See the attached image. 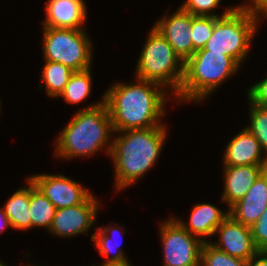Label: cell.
Returning a JSON list of instances; mask_svg holds the SVG:
<instances>
[{
	"mask_svg": "<svg viewBox=\"0 0 267 266\" xmlns=\"http://www.w3.org/2000/svg\"><path fill=\"white\" fill-rule=\"evenodd\" d=\"M11 227V223L9 218L7 217L4 208H0V233L4 232L7 227Z\"/></svg>",
	"mask_w": 267,
	"mask_h": 266,
	"instance_id": "4dcf8cb0",
	"label": "cell"
},
{
	"mask_svg": "<svg viewBox=\"0 0 267 266\" xmlns=\"http://www.w3.org/2000/svg\"><path fill=\"white\" fill-rule=\"evenodd\" d=\"M246 262L218 250L208 241L202 246L200 266H246Z\"/></svg>",
	"mask_w": 267,
	"mask_h": 266,
	"instance_id": "603a6c76",
	"label": "cell"
},
{
	"mask_svg": "<svg viewBox=\"0 0 267 266\" xmlns=\"http://www.w3.org/2000/svg\"><path fill=\"white\" fill-rule=\"evenodd\" d=\"M118 226H106L105 228L99 227L97 229V233L91 234V239L94 240L95 246L98 247L99 253L104 255L107 258L106 262H129L126 255L123 254V250L120 249V243H113L111 236H108V233L121 235V231H118ZM119 233V234H118ZM117 234V235H116ZM114 237V236H113ZM118 247V249H117ZM122 250V251H121ZM112 254V256L109 255Z\"/></svg>",
	"mask_w": 267,
	"mask_h": 266,
	"instance_id": "44dd1931",
	"label": "cell"
},
{
	"mask_svg": "<svg viewBox=\"0 0 267 266\" xmlns=\"http://www.w3.org/2000/svg\"><path fill=\"white\" fill-rule=\"evenodd\" d=\"M258 21L257 15L236 6L226 16L215 17L213 34L199 50L225 54L240 65L251 47V41L258 29Z\"/></svg>",
	"mask_w": 267,
	"mask_h": 266,
	"instance_id": "8992f818",
	"label": "cell"
},
{
	"mask_svg": "<svg viewBox=\"0 0 267 266\" xmlns=\"http://www.w3.org/2000/svg\"><path fill=\"white\" fill-rule=\"evenodd\" d=\"M154 28L161 33L184 63L195 53L191 40V13L179 8L171 16L158 20Z\"/></svg>",
	"mask_w": 267,
	"mask_h": 266,
	"instance_id": "7c38bea8",
	"label": "cell"
},
{
	"mask_svg": "<svg viewBox=\"0 0 267 266\" xmlns=\"http://www.w3.org/2000/svg\"><path fill=\"white\" fill-rule=\"evenodd\" d=\"M250 107V122L251 124L246 128L259 141L261 148L267 155V108L257 106L251 103Z\"/></svg>",
	"mask_w": 267,
	"mask_h": 266,
	"instance_id": "cb8c5ba5",
	"label": "cell"
},
{
	"mask_svg": "<svg viewBox=\"0 0 267 266\" xmlns=\"http://www.w3.org/2000/svg\"><path fill=\"white\" fill-rule=\"evenodd\" d=\"M217 233L220 241L210 244L231 257L248 261L259 251L251 227L237 222L230 215L216 228L214 235Z\"/></svg>",
	"mask_w": 267,
	"mask_h": 266,
	"instance_id": "8fae6325",
	"label": "cell"
},
{
	"mask_svg": "<svg viewBox=\"0 0 267 266\" xmlns=\"http://www.w3.org/2000/svg\"><path fill=\"white\" fill-rule=\"evenodd\" d=\"M229 216V211L223 213L219 208L208 203L197 204L192 210L188 225L175 219L191 235L200 240L203 236H212L216 228Z\"/></svg>",
	"mask_w": 267,
	"mask_h": 266,
	"instance_id": "e0dca14e",
	"label": "cell"
},
{
	"mask_svg": "<svg viewBox=\"0 0 267 266\" xmlns=\"http://www.w3.org/2000/svg\"><path fill=\"white\" fill-rule=\"evenodd\" d=\"M0 266H6V265L0 261Z\"/></svg>",
	"mask_w": 267,
	"mask_h": 266,
	"instance_id": "d6a6232c",
	"label": "cell"
},
{
	"mask_svg": "<svg viewBox=\"0 0 267 266\" xmlns=\"http://www.w3.org/2000/svg\"><path fill=\"white\" fill-rule=\"evenodd\" d=\"M100 203L92 194L81 204L56 210L49 232L60 237L87 233L96 219Z\"/></svg>",
	"mask_w": 267,
	"mask_h": 266,
	"instance_id": "30bf717a",
	"label": "cell"
},
{
	"mask_svg": "<svg viewBox=\"0 0 267 266\" xmlns=\"http://www.w3.org/2000/svg\"><path fill=\"white\" fill-rule=\"evenodd\" d=\"M220 0H186L180 7V9L191 13L194 16H215L222 17L229 14L234 7H228L221 16L216 13H212L213 9H216ZM211 11V12H210ZM212 13V14H211Z\"/></svg>",
	"mask_w": 267,
	"mask_h": 266,
	"instance_id": "484cf974",
	"label": "cell"
},
{
	"mask_svg": "<svg viewBox=\"0 0 267 266\" xmlns=\"http://www.w3.org/2000/svg\"><path fill=\"white\" fill-rule=\"evenodd\" d=\"M246 266H267V251H258L246 262Z\"/></svg>",
	"mask_w": 267,
	"mask_h": 266,
	"instance_id": "f546056e",
	"label": "cell"
},
{
	"mask_svg": "<svg viewBox=\"0 0 267 266\" xmlns=\"http://www.w3.org/2000/svg\"><path fill=\"white\" fill-rule=\"evenodd\" d=\"M249 102L267 108V77L248 89Z\"/></svg>",
	"mask_w": 267,
	"mask_h": 266,
	"instance_id": "83f0119b",
	"label": "cell"
},
{
	"mask_svg": "<svg viewBox=\"0 0 267 266\" xmlns=\"http://www.w3.org/2000/svg\"><path fill=\"white\" fill-rule=\"evenodd\" d=\"M160 235L164 266H200L201 250L206 240L191 235L175 218L161 224Z\"/></svg>",
	"mask_w": 267,
	"mask_h": 266,
	"instance_id": "ba28073f",
	"label": "cell"
},
{
	"mask_svg": "<svg viewBox=\"0 0 267 266\" xmlns=\"http://www.w3.org/2000/svg\"><path fill=\"white\" fill-rule=\"evenodd\" d=\"M136 66V78L170 86L178 94L184 77V62L154 27L142 48Z\"/></svg>",
	"mask_w": 267,
	"mask_h": 266,
	"instance_id": "5b68a950",
	"label": "cell"
},
{
	"mask_svg": "<svg viewBox=\"0 0 267 266\" xmlns=\"http://www.w3.org/2000/svg\"><path fill=\"white\" fill-rule=\"evenodd\" d=\"M98 266V265H97ZM99 266H131L129 262H106Z\"/></svg>",
	"mask_w": 267,
	"mask_h": 266,
	"instance_id": "1f68e13d",
	"label": "cell"
},
{
	"mask_svg": "<svg viewBox=\"0 0 267 266\" xmlns=\"http://www.w3.org/2000/svg\"><path fill=\"white\" fill-rule=\"evenodd\" d=\"M267 208V169H265L246 195L231 206L229 215L241 224L251 227Z\"/></svg>",
	"mask_w": 267,
	"mask_h": 266,
	"instance_id": "4fadbf2b",
	"label": "cell"
},
{
	"mask_svg": "<svg viewBox=\"0 0 267 266\" xmlns=\"http://www.w3.org/2000/svg\"><path fill=\"white\" fill-rule=\"evenodd\" d=\"M263 152L259 141L247 128H244L226 146L223 164L224 166L267 165V155L261 156Z\"/></svg>",
	"mask_w": 267,
	"mask_h": 266,
	"instance_id": "5bb4252c",
	"label": "cell"
},
{
	"mask_svg": "<svg viewBox=\"0 0 267 266\" xmlns=\"http://www.w3.org/2000/svg\"><path fill=\"white\" fill-rule=\"evenodd\" d=\"M165 127L121 131L124 133L112 140L110 156L118 190L132 185L155 164L167 139Z\"/></svg>",
	"mask_w": 267,
	"mask_h": 266,
	"instance_id": "7a4b0ae2",
	"label": "cell"
},
{
	"mask_svg": "<svg viewBox=\"0 0 267 266\" xmlns=\"http://www.w3.org/2000/svg\"><path fill=\"white\" fill-rule=\"evenodd\" d=\"M29 185V215L32 227H45L50 229L57 208L47 199L31 182Z\"/></svg>",
	"mask_w": 267,
	"mask_h": 266,
	"instance_id": "ac0fdd59",
	"label": "cell"
},
{
	"mask_svg": "<svg viewBox=\"0 0 267 266\" xmlns=\"http://www.w3.org/2000/svg\"><path fill=\"white\" fill-rule=\"evenodd\" d=\"M3 208L12 228L26 230L32 227L29 215V187L25 186L13 193Z\"/></svg>",
	"mask_w": 267,
	"mask_h": 266,
	"instance_id": "d6986e66",
	"label": "cell"
},
{
	"mask_svg": "<svg viewBox=\"0 0 267 266\" xmlns=\"http://www.w3.org/2000/svg\"><path fill=\"white\" fill-rule=\"evenodd\" d=\"M267 165L224 166V192L222 202L228 209L241 200Z\"/></svg>",
	"mask_w": 267,
	"mask_h": 266,
	"instance_id": "9a60e30c",
	"label": "cell"
},
{
	"mask_svg": "<svg viewBox=\"0 0 267 266\" xmlns=\"http://www.w3.org/2000/svg\"><path fill=\"white\" fill-rule=\"evenodd\" d=\"M44 59L59 62L74 72L91 69L92 44L85 30L70 28H43Z\"/></svg>",
	"mask_w": 267,
	"mask_h": 266,
	"instance_id": "52a82bcc",
	"label": "cell"
},
{
	"mask_svg": "<svg viewBox=\"0 0 267 266\" xmlns=\"http://www.w3.org/2000/svg\"><path fill=\"white\" fill-rule=\"evenodd\" d=\"M255 246L259 251H267V208L251 226Z\"/></svg>",
	"mask_w": 267,
	"mask_h": 266,
	"instance_id": "4316f807",
	"label": "cell"
},
{
	"mask_svg": "<svg viewBox=\"0 0 267 266\" xmlns=\"http://www.w3.org/2000/svg\"><path fill=\"white\" fill-rule=\"evenodd\" d=\"M43 27L82 29L86 20L83 0H48Z\"/></svg>",
	"mask_w": 267,
	"mask_h": 266,
	"instance_id": "2e32d148",
	"label": "cell"
},
{
	"mask_svg": "<svg viewBox=\"0 0 267 266\" xmlns=\"http://www.w3.org/2000/svg\"><path fill=\"white\" fill-rule=\"evenodd\" d=\"M29 179L57 209L79 205L91 195L79 183L62 174H37Z\"/></svg>",
	"mask_w": 267,
	"mask_h": 266,
	"instance_id": "9c48e42d",
	"label": "cell"
},
{
	"mask_svg": "<svg viewBox=\"0 0 267 266\" xmlns=\"http://www.w3.org/2000/svg\"><path fill=\"white\" fill-rule=\"evenodd\" d=\"M90 71L91 69L74 72L59 96L63 97L69 104H77L86 99L91 91Z\"/></svg>",
	"mask_w": 267,
	"mask_h": 266,
	"instance_id": "7402d4cb",
	"label": "cell"
},
{
	"mask_svg": "<svg viewBox=\"0 0 267 266\" xmlns=\"http://www.w3.org/2000/svg\"><path fill=\"white\" fill-rule=\"evenodd\" d=\"M73 73L72 69L62 63L45 60L42 81L45 82L47 95L57 98L63 92Z\"/></svg>",
	"mask_w": 267,
	"mask_h": 266,
	"instance_id": "ffe728a7",
	"label": "cell"
},
{
	"mask_svg": "<svg viewBox=\"0 0 267 266\" xmlns=\"http://www.w3.org/2000/svg\"><path fill=\"white\" fill-rule=\"evenodd\" d=\"M214 26L215 16L192 15L191 40L196 51L205 46L213 34Z\"/></svg>",
	"mask_w": 267,
	"mask_h": 266,
	"instance_id": "d4e9b609",
	"label": "cell"
},
{
	"mask_svg": "<svg viewBox=\"0 0 267 266\" xmlns=\"http://www.w3.org/2000/svg\"><path fill=\"white\" fill-rule=\"evenodd\" d=\"M114 132L104 99L78 111L59 133L56 139V155L59 158L91 156L106 147L110 155L112 143H108ZM110 144V145H107Z\"/></svg>",
	"mask_w": 267,
	"mask_h": 266,
	"instance_id": "3957f363",
	"label": "cell"
},
{
	"mask_svg": "<svg viewBox=\"0 0 267 266\" xmlns=\"http://www.w3.org/2000/svg\"><path fill=\"white\" fill-rule=\"evenodd\" d=\"M240 65L230 56L208 50H197L184 63V77L179 101H201L225 79L235 74Z\"/></svg>",
	"mask_w": 267,
	"mask_h": 266,
	"instance_id": "277c9868",
	"label": "cell"
},
{
	"mask_svg": "<svg viewBox=\"0 0 267 266\" xmlns=\"http://www.w3.org/2000/svg\"><path fill=\"white\" fill-rule=\"evenodd\" d=\"M136 80L134 84L115 83L104 93L114 133L163 126L159 119L166 114L165 89L155 82Z\"/></svg>",
	"mask_w": 267,
	"mask_h": 266,
	"instance_id": "6da1fadb",
	"label": "cell"
},
{
	"mask_svg": "<svg viewBox=\"0 0 267 266\" xmlns=\"http://www.w3.org/2000/svg\"><path fill=\"white\" fill-rule=\"evenodd\" d=\"M249 4L240 5V7L249 10L251 13L259 16L267 17V0H251ZM254 5H253V4ZM259 13V14H258Z\"/></svg>",
	"mask_w": 267,
	"mask_h": 266,
	"instance_id": "f1b7e54d",
	"label": "cell"
}]
</instances>
